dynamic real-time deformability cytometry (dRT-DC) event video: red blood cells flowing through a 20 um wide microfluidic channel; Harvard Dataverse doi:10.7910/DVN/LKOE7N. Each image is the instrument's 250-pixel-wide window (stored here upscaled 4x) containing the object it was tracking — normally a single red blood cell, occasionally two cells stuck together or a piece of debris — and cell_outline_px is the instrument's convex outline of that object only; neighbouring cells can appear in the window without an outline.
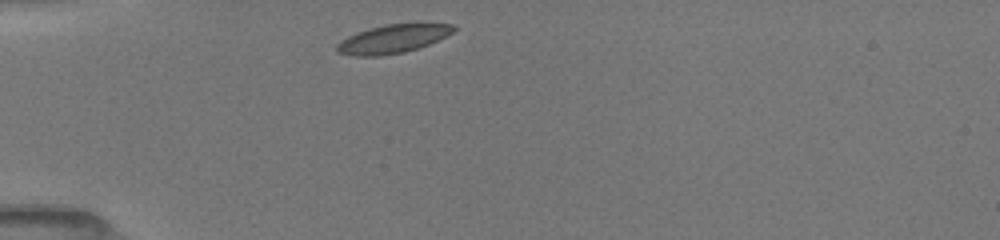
{"species": "common noctule bat (a hibernating species)", "species_latin": "Nyctalus noctula", "temperature_condition": "room temperature", "stored_images_in_passage": 54, "camera_frame_rate_fps": 3000, "um_per_image_px": 0.085, "animal": {"sex": "female", "body_mass_g": 19.5, "forearm_length_mm": 54.1}, "frame": {"image": 1, "passage_image": 1, "time_ms": 0.0, "image_size_px": [1000, 240], "cell_outline_px": [[456, 28], [452, 32], [420, 48], [404, 52], [380, 56], [352, 56], [336, 52], [336, 44], [340, 40], [356, 32], [368, 28], [384, 24], [452, 24]], "centroid_in_image_um": [33.3, 3.32], "position_along_channel_um": 51.7, "area_um2": 19.31}}
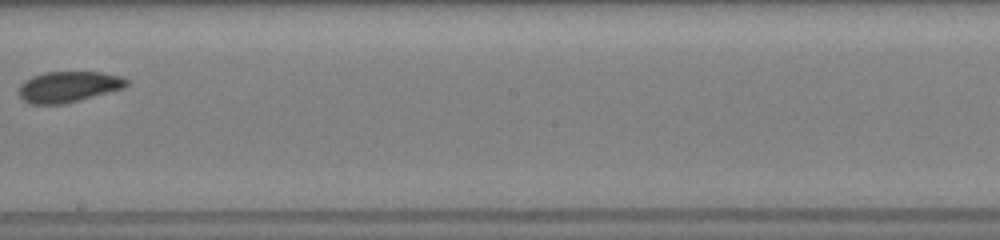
{"frame": {"image": 2, "passage_image": 31, "time_ms": 5.333, "image_size_px": [1000, 240], "cell_outline_px": [[128, 84], [124, 88], [64, 104], [32, 104], [24, 100], [20, 96], [20, 84], [24, 80], [32, 76], [44, 72], [100, 72], [120, 76], [128, 80]], "centroid_in_image_um": [5.81, 7.37], "position_along_channel_um": 242.4, "area_um2": 19.25}}
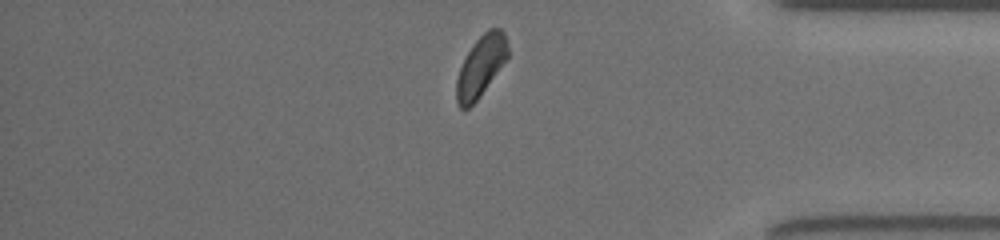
{"frame": {"image": 3, "passage_image": 53, "time_ms": 9.667, "image_size_px": [1000, 240], "cell_outline_px": [[508, 56], [480, 96], [468, 108], [460, 108], [456, 104], [456, 80], [460, 68], [468, 52], [476, 40], [488, 28], [500, 28], [504, 32], [508, 48]], "centroid_in_image_um": [40.86, 5.63], "position_along_channel_um": 394.3, "area_um2": 17.86}, "authors_computed_cell_mechanics": {"area_um2": 19.6231, "velocity_mm_per_s": 3.9483, "shape_relaxation_time_tau1_ms": 1.9298, "shape_relaxation_time_tau2_ms": 4.4102, "deformation_change_tau1": 0.0959, "deformation_change_tau2": 0.0786}}